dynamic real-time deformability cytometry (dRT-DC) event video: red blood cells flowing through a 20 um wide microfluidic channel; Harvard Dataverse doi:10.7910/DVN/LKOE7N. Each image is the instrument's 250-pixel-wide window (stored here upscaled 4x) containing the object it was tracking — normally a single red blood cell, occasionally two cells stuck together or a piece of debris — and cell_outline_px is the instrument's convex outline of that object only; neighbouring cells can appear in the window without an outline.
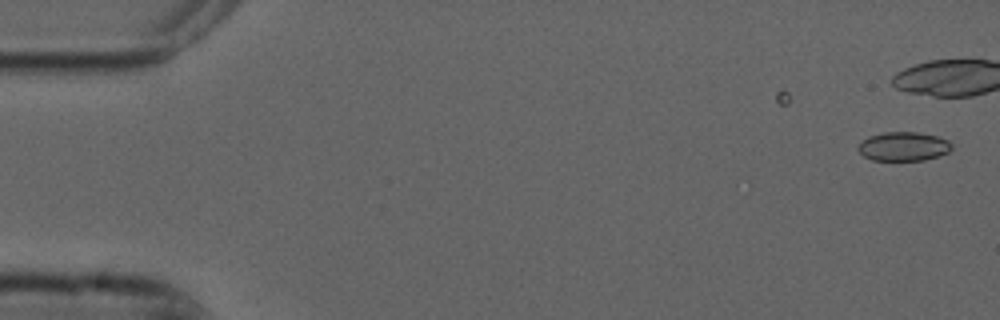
{"species": "common noctule bat (a hibernating species)", "species_latin": "Nyctalus noctula", "temperature_condition": "cold", "stored_images_in_passage": 15, "camera_frame_rate_fps": 3000, "um_per_image_px": 0.085, "animal": {"sex": "male", "forearm_length_mm": 52.5}, "frame": {"image": 1, "passage_image": 1, "time_ms": 0.0, "image_size_px": [1000, 320], "cell_outline_px": [[952, 148], [948, 152], [940, 156], [924, 160], [872, 160], [864, 156], [856, 148], [868, 136], [884, 132], [916, 132], [936, 136], [948, 140], [952, 144]], "centroid_in_image_um": [76.81, 12.45], "position_along_channel_um": 8.2, "area_um2": 15.78}}
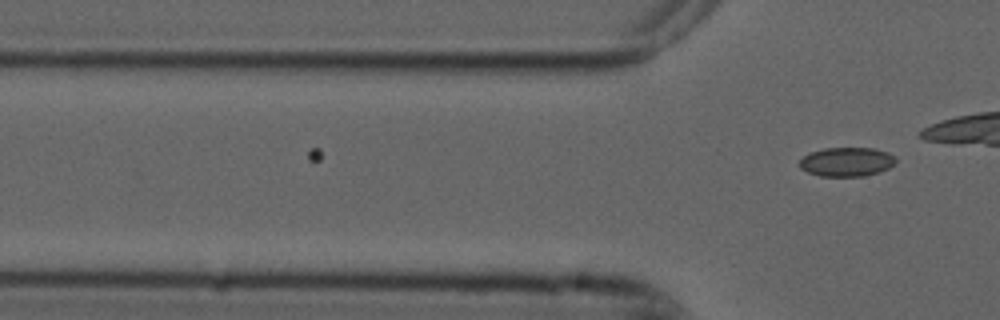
{"frame": {"image": 2, "passage_image": 15, "time_ms": 4.667, "image_size_px": [1000, 320], "cell_outline_px": [[896, 160], [888, 168], [880, 172], [864, 176], [820, 176], [808, 172], [800, 168], [800, 160], [804, 156], [812, 152], [824, 148], [876, 148], [888, 152], [896, 156]], "centroid_in_image_um": [71.99, 13.75], "position_along_channel_um": 53.8, "area_um2": 16.3}}